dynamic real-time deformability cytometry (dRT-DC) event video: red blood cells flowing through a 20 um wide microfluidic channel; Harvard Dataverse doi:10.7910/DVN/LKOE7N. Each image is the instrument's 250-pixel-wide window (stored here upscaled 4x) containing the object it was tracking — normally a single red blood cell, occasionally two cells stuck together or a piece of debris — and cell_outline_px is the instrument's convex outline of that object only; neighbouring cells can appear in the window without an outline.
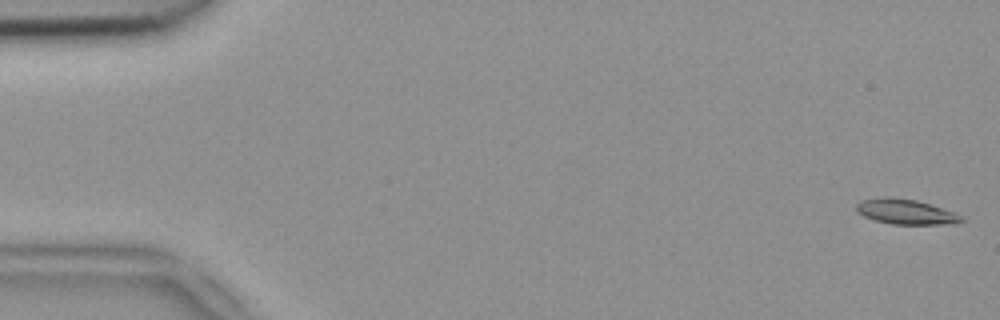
{"species": "common noctule bat (a hibernating species)", "species_latin": "Nyctalus noctula", "temperature_condition": "room temperature", "stored_images_in_passage": 54, "camera_frame_rate_fps": 3000, "um_per_image_px": 0.085, "animal": {"sex": "female", "body_mass_g": 18.4}, "frame": {"image": 1, "passage_image": 1, "time_ms": 0.0, "image_size_px": [1000, 320], "cell_outline_px": [[964, 220], [956, 224], [892, 224], [876, 220], [864, 216], [856, 212], [856, 204], [860, 200], [884, 196], [892, 196], [916, 200], [956, 212]], "centroid_in_image_um": [76.97, 17.98], "position_along_channel_um": 8.0, "area_um2": 15.49}}
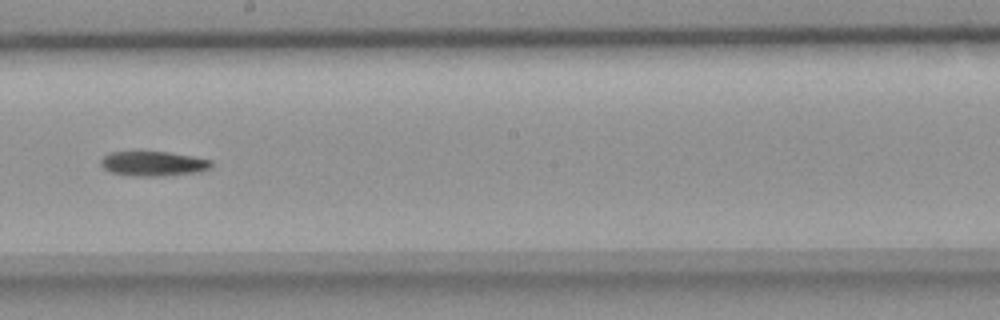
{"frame": {"image": 2, "passage_image": 30, "time_ms": 9.667, "image_size_px": [1000, 320], "cell_outline_px": [[212, 164], [208, 168], [200, 172], [164, 176], [132, 176], [108, 172], [100, 164], [100, 160], [108, 152], [168, 152], [192, 156], [212, 160]], "centroid_in_image_um": [13.0, 13.92], "position_along_channel_um": 235.2, "area_um2": 16.01}}
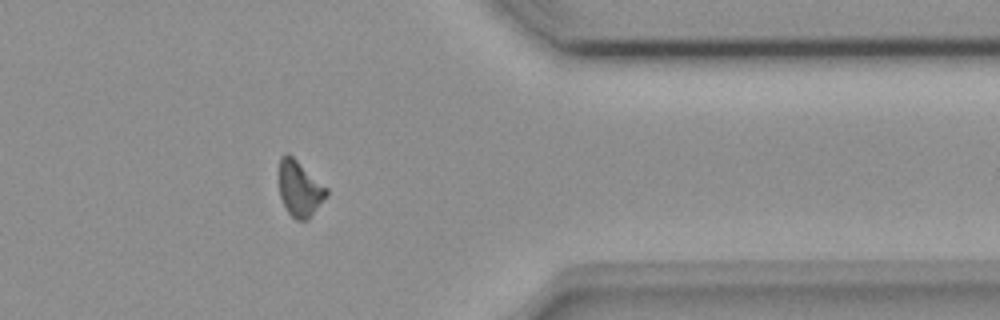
{"frame": {"image": 3, "passage_image": 43, "time_ms": 14.0, "image_size_px": [1000, 320], "cell_outline_px": [[328, 196], [308, 220], [296, 220], [288, 212], [280, 196], [280, 156], [284, 152], [288, 152], [328, 188]], "centroid_in_image_um": [25.5, 16.03], "position_along_channel_um": 385.9, "area_um2": 15.43}, "authors_computed_cell_mechanics": {"area_um2": 15.9817, "velocity_mm_per_s": 3.8248, "shape_relaxation_time_tau1_ms": 4.7261, "shape_relaxation_time_tau2_ms": null, "deformation_change_tau1": 0.1421, "deformation_change_tau2": null}}